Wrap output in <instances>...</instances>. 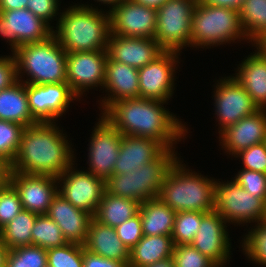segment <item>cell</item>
Segmentation results:
<instances>
[{
	"instance_id": "1",
	"label": "cell",
	"mask_w": 266,
	"mask_h": 267,
	"mask_svg": "<svg viewBox=\"0 0 266 267\" xmlns=\"http://www.w3.org/2000/svg\"><path fill=\"white\" fill-rule=\"evenodd\" d=\"M168 102L145 98H130L111 103L103 116L122 135H131L156 140L165 149L185 139L188 129L163 105Z\"/></svg>"
},
{
	"instance_id": "2",
	"label": "cell",
	"mask_w": 266,
	"mask_h": 267,
	"mask_svg": "<svg viewBox=\"0 0 266 267\" xmlns=\"http://www.w3.org/2000/svg\"><path fill=\"white\" fill-rule=\"evenodd\" d=\"M55 122H39L24 129L11 171L29 175H62L75 161L67 135Z\"/></svg>"
},
{
	"instance_id": "3",
	"label": "cell",
	"mask_w": 266,
	"mask_h": 267,
	"mask_svg": "<svg viewBox=\"0 0 266 267\" xmlns=\"http://www.w3.org/2000/svg\"><path fill=\"white\" fill-rule=\"evenodd\" d=\"M65 10L59 15L52 35L67 53L107 50L108 11L88 4H75Z\"/></svg>"
},
{
	"instance_id": "4",
	"label": "cell",
	"mask_w": 266,
	"mask_h": 267,
	"mask_svg": "<svg viewBox=\"0 0 266 267\" xmlns=\"http://www.w3.org/2000/svg\"><path fill=\"white\" fill-rule=\"evenodd\" d=\"M180 158L170 168L158 198L175 212L199 211L208 213L215 206L216 179L186 169Z\"/></svg>"
},
{
	"instance_id": "5",
	"label": "cell",
	"mask_w": 266,
	"mask_h": 267,
	"mask_svg": "<svg viewBox=\"0 0 266 267\" xmlns=\"http://www.w3.org/2000/svg\"><path fill=\"white\" fill-rule=\"evenodd\" d=\"M13 54L18 80L37 85L67 82V52L53 35L42 42L22 45ZM25 73L27 80L22 79Z\"/></svg>"
},
{
	"instance_id": "6",
	"label": "cell",
	"mask_w": 266,
	"mask_h": 267,
	"mask_svg": "<svg viewBox=\"0 0 266 267\" xmlns=\"http://www.w3.org/2000/svg\"><path fill=\"white\" fill-rule=\"evenodd\" d=\"M178 159L175 149H165L156 159L132 172L110 176L105 181V191L140 204L158 198L167 173Z\"/></svg>"
},
{
	"instance_id": "7",
	"label": "cell",
	"mask_w": 266,
	"mask_h": 267,
	"mask_svg": "<svg viewBox=\"0 0 266 267\" xmlns=\"http://www.w3.org/2000/svg\"><path fill=\"white\" fill-rule=\"evenodd\" d=\"M246 39L239 10L198 0L191 18V47L208 48Z\"/></svg>"
},
{
	"instance_id": "8",
	"label": "cell",
	"mask_w": 266,
	"mask_h": 267,
	"mask_svg": "<svg viewBox=\"0 0 266 267\" xmlns=\"http://www.w3.org/2000/svg\"><path fill=\"white\" fill-rule=\"evenodd\" d=\"M231 181V182H230ZM227 182L216 179L214 210L229 224L255 225L266 221V202L252 197L234 180ZM245 223V224H244Z\"/></svg>"
},
{
	"instance_id": "9",
	"label": "cell",
	"mask_w": 266,
	"mask_h": 267,
	"mask_svg": "<svg viewBox=\"0 0 266 267\" xmlns=\"http://www.w3.org/2000/svg\"><path fill=\"white\" fill-rule=\"evenodd\" d=\"M198 0H167L157 9L154 39L165 51L191 47V18Z\"/></svg>"
},
{
	"instance_id": "10",
	"label": "cell",
	"mask_w": 266,
	"mask_h": 267,
	"mask_svg": "<svg viewBox=\"0 0 266 267\" xmlns=\"http://www.w3.org/2000/svg\"><path fill=\"white\" fill-rule=\"evenodd\" d=\"M76 169L74 162L57 177L58 193L75 208L93 216L105 192V181L89 171Z\"/></svg>"
},
{
	"instance_id": "11",
	"label": "cell",
	"mask_w": 266,
	"mask_h": 267,
	"mask_svg": "<svg viewBox=\"0 0 266 267\" xmlns=\"http://www.w3.org/2000/svg\"><path fill=\"white\" fill-rule=\"evenodd\" d=\"M213 87V106L219 124L218 133L259 110L251 96L233 76L225 75L223 79L221 77Z\"/></svg>"
},
{
	"instance_id": "12",
	"label": "cell",
	"mask_w": 266,
	"mask_h": 267,
	"mask_svg": "<svg viewBox=\"0 0 266 267\" xmlns=\"http://www.w3.org/2000/svg\"><path fill=\"white\" fill-rule=\"evenodd\" d=\"M181 52L164 51L154 61L138 69L139 97L167 102L175 90V69ZM175 80V81H174Z\"/></svg>"
},
{
	"instance_id": "13",
	"label": "cell",
	"mask_w": 266,
	"mask_h": 267,
	"mask_svg": "<svg viewBox=\"0 0 266 267\" xmlns=\"http://www.w3.org/2000/svg\"><path fill=\"white\" fill-rule=\"evenodd\" d=\"M107 59V50L67 53V83L79 100L91 88L103 89Z\"/></svg>"
},
{
	"instance_id": "14",
	"label": "cell",
	"mask_w": 266,
	"mask_h": 267,
	"mask_svg": "<svg viewBox=\"0 0 266 267\" xmlns=\"http://www.w3.org/2000/svg\"><path fill=\"white\" fill-rule=\"evenodd\" d=\"M52 30L27 8L0 10V36L7 39L13 53L22 45L47 40Z\"/></svg>"
},
{
	"instance_id": "15",
	"label": "cell",
	"mask_w": 266,
	"mask_h": 267,
	"mask_svg": "<svg viewBox=\"0 0 266 267\" xmlns=\"http://www.w3.org/2000/svg\"><path fill=\"white\" fill-rule=\"evenodd\" d=\"M110 34L126 37L154 38L157 28V9L123 0L108 10Z\"/></svg>"
},
{
	"instance_id": "16",
	"label": "cell",
	"mask_w": 266,
	"mask_h": 267,
	"mask_svg": "<svg viewBox=\"0 0 266 267\" xmlns=\"http://www.w3.org/2000/svg\"><path fill=\"white\" fill-rule=\"evenodd\" d=\"M101 118V119H100ZM92 131L88 145V171L106 181L113 175L123 136L103 116Z\"/></svg>"
},
{
	"instance_id": "17",
	"label": "cell",
	"mask_w": 266,
	"mask_h": 267,
	"mask_svg": "<svg viewBox=\"0 0 266 267\" xmlns=\"http://www.w3.org/2000/svg\"><path fill=\"white\" fill-rule=\"evenodd\" d=\"M29 109L38 122H57L73 100L78 97L67 82L55 84H27Z\"/></svg>"
},
{
	"instance_id": "18",
	"label": "cell",
	"mask_w": 266,
	"mask_h": 267,
	"mask_svg": "<svg viewBox=\"0 0 266 267\" xmlns=\"http://www.w3.org/2000/svg\"><path fill=\"white\" fill-rule=\"evenodd\" d=\"M199 231L191 244L217 267H225L230 257L231 240L227 222L215 210L205 213L201 218Z\"/></svg>"
},
{
	"instance_id": "19",
	"label": "cell",
	"mask_w": 266,
	"mask_h": 267,
	"mask_svg": "<svg viewBox=\"0 0 266 267\" xmlns=\"http://www.w3.org/2000/svg\"><path fill=\"white\" fill-rule=\"evenodd\" d=\"M9 183L20 196L24 210L37 215H46L52 199L58 193L57 177L50 175H29L10 172Z\"/></svg>"
},
{
	"instance_id": "20",
	"label": "cell",
	"mask_w": 266,
	"mask_h": 267,
	"mask_svg": "<svg viewBox=\"0 0 266 267\" xmlns=\"http://www.w3.org/2000/svg\"><path fill=\"white\" fill-rule=\"evenodd\" d=\"M222 149L235 157L252 145L266 142V110L259 109L219 133Z\"/></svg>"
},
{
	"instance_id": "21",
	"label": "cell",
	"mask_w": 266,
	"mask_h": 267,
	"mask_svg": "<svg viewBox=\"0 0 266 267\" xmlns=\"http://www.w3.org/2000/svg\"><path fill=\"white\" fill-rule=\"evenodd\" d=\"M164 51L154 38L126 37L113 34L108 37V57L137 69L154 61Z\"/></svg>"
},
{
	"instance_id": "22",
	"label": "cell",
	"mask_w": 266,
	"mask_h": 267,
	"mask_svg": "<svg viewBox=\"0 0 266 267\" xmlns=\"http://www.w3.org/2000/svg\"><path fill=\"white\" fill-rule=\"evenodd\" d=\"M56 222L67 243L84 245L93 216L75 208L59 193L52 199L46 214Z\"/></svg>"
},
{
	"instance_id": "23",
	"label": "cell",
	"mask_w": 266,
	"mask_h": 267,
	"mask_svg": "<svg viewBox=\"0 0 266 267\" xmlns=\"http://www.w3.org/2000/svg\"><path fill=\"white\" fill-rule=\"evenodd\" d=\"M108 93L100 99L103 111L111 104L124 99L139 97L138 69L124 63L111 60L106 62L103 90ZM108 95V96H107ZM102 101V102H101Z\"/></svg>"
},
{
	"instance_id": "24",
	"label": "cell",
	"mask_w": 266,
	"mask_h": 267,
	"mask_svg": "<svg viewBox=\"0 0 266 267\" xmlns=\"http://www.w3.org/2000/svg\"><path fill=\"white\" fill-rule=\"evenodd\" d=\"M164 150L156 140L123 135L113 174L132 172L156 159Z\"/></svg>"
},
{
	"instance_id": "25",
	"label": "cell",
	"mask_w": 266,
	"mask_h": 267,
	"mask_svg": "<svg viewBox=\"0 0 266 267\" xmlns=\"http://www.w3.org/2000/svg\"><path fill=\"white\" fill-rule=\"evenodd\" d=\"M236 70L237 73L233 74L236 81L259 109L266 110V58L255 50L254 54L244 58Z\"/></svg>"
},
{
	"instance_id": "26",
	"label": "cell",
	"mask_w": 266,
	"mask_h": 267,
	"mask_svg": "<svg viewBox=\"0 0 266 267\" xmlns=\"http://www.w3.org/2000/svg\"><path fill=\"white\" fill-rule=\"evenodd\" d=\"M84 248L104 258L129 263L130 250L116 233V229L92 218Z\"/></svg>"
},
{
	"instance_id": "27",
	"label": "cell",
	"mask_w": 266,
	"mask_h": 267,
	"mask_svg": "<svg viewBox=\"0 0 266 267\" xmlns=\"http://www.w3.org/2000/svg\"><path fill=\"white\" fill-rule=\"evenodd\" d=\"M0 120L19 123L25 127L39 123L31 114L26 93V83L18 80L0 90Z\"/></svg>"
},
{
	"instance_id": "28",
	"label": "cell",
	"mask_w": 266,
	"mask_h": 267,
	"mask_svg": "<svg viewBox=\"0 0 266 267\" xmlns=\"http://www.w3.org/2000/svg\"><path fill=\"white\" fill-rule=\"evenodd\" d=\"M138 212L143 236L172 235L176 212L159 198L144 201Z\"/></svg>"
},
{
	"instance_id": "29",
	"label": "cell",
	"mask_w": 266,
	"mask_h": 267,
	"mask_svg": "<svg viewBox=\"0 0 266 267\" xmlns=\"http://www.w3.org/2000/svg\"><path fill=\"white\" fill-rule=\"evenodd\" d=\"M174 244L171 235L143 236L129 252V267H145L172 257Z\"/></svg>"
},
{
	"instance_id": "30",
	"label": "cell",
	"mask_w": 266,
	"mask_h": 267,
	"mask_svg": "<svg viewBox=\"0 0 266 267\" xmlns=\"http://www.w3.org/2000/svg\"><path fill=\"white\" fill-rule=\"evenodd\" d=\"M140 203L120 196L104 192L93 218L104 224L116 228L129 220L139 211Z\"/></svg>"
},
{
	"instance_id": "31",
	"label": "cell",
	"mask_w": 266,
	"mask_h": 267,
	"mask_svg": "<svg viewBox=\"0 0 266 267\" xmlns=\"http://www.w3.org/2000/svg\"><path fill=\"white\" fill-rule=\"evenodd\" d=\"M37 216V214L23 209L0 229V239L8 250L32 245L31 230Z\"/></svg>"
},
{
	"instance_id": "32",
	"label": "cell",
	"mask_w": 266,
	"mask_h": 267,
	"mask_svg": "<svg viewBox=\"0 0 266 267\" xmlns=\"http://www.w3.org/2000/svg\"><path fill=\"white\" fill-rule=\"evenodd\" d=\"M239 16L247 43L266 35V0H243Z\"/></svg>"
},
{
	"instance_id": "33",
	"label": "cell",
	"mask_w": 266,
	"mask_h": 267,
	"mask_svg": "<svg viewBox=\"0 0 266 267\" xmlns=\"http://www.w3.org/2000/svg\"><path fill=\"white\" fill-rule=\"evenodd\" d=\"M32 233V245L39 246L45 250L64 246L67 241L61 229L47 215H38L34 222Z\"/></svg>"
},
{
	"instance_id": "34",
	"label": "cell",
	"mask_w": 266,
	"mask_h": 267,
	"mask_svg": "<svg viewBox=\"0 0 266 267\" xmlns=\"http://www.w3.org/2000/svg\"><path fill=\"white\" fill-rule=\"evenodd\" d=\"M205 213L199 211H179L175 214L172 241L174 246L191 244L199 231L201 218Z\"/></svg>"
},
{
	"instance_id": "35",
	"label": "cell",
	"mask_w": 266,
	"mask_h": 267,
	"mask_svg": "<svg viewBox=\"0 0 266 267\" xmlns=\"http://www.w3.org/2000/svg\"><path fill=\"white\" fill-rule=\"evenodd\" d=\"M242 240L244 255L253 263L266 266V221L255 225Z\"/></svg>"
},
{
	"instance_id": "36",
	"label": "cell",
	"mask_w": 266,
	"mask_h": 267,
	"mask_svg": "<svg viewBox=\"0 0 266 267\" xmlns=\"http://www.w3.org/2000/svg\"><path fill=\"white\" fill-rule=\"evenodd\" d=\"M47 265V251L35 245L10 249L5 263V267H46Z\"/></svg>"
},
{
	"instance_id": "37",
	"label": "cell",
	"mask_w": 266,
	"mask_h": 267,
	"mask_svg": "<svg viewBox=\"0 0 266 267\" xmlns=\"http://www.w3.org/2000/svg\"><path fill=\"white\" fill-rule=\"evenodd\" d=\"M25 128L19 123L0 120V157L10 164L18 152Z\"/></svg>"
},
{
	"instance_id": "38",
	"label": "cell",
	"mask_w": 266,
	"mask_h": 267,
	"mask_svg": "<svg viewBox=\"0 0 266 267\" xmlns=\"http://www.w3.org/2000/svg\"><path fill=\"white\" fill-rule=\"evenodd\" d=\"M46 251L49 267H83V245L66 243Z\"/></svg>"
},
{
	"instance_id": "39",
	"label": "cell",
	"mask_w": 266,
	"mask_h": 267,
	"mask_svg": "<svg viewBox=\"0 0 266 267\" xmlns=\"http://www.w3.org/2000/svg\"><path fill=\"white\" fill-rule=\"evenodd\" d=\"M23 210L20 196L8 183L0 190V229Z\"/></svg>"
},
{
	"instance_id": "40",
	"label": "cell",
	"mask_w": 266,
	"mask_h": 267,
	"mask_svg": "<svg viewBox=\"0 0 266 267\" xmlns=\"http://www.w3.org/2000/svg\"><path fill=\"white\" fill-rule=\"evenodd\" d=\"M172 257L175 267H217L190 244L174 246Z\"/></svg>"
},
{
	"instance_id": "41",
	"label": "cell",
	"mask_w": 266,
	"mask_h": 267,
	"mask_svg": "<svg viewBox=\"0 0 266 267\" xmlns=\"http://www.w3.org/2000/svg\"><path fill=\"white\" fill-rule=\"evenodd\" d=\"M233 180L252 197L261 198L266 202V174L248 169H240Z\"/></svg>"
},
{
	"instance_id": "42",
	"label": "cell",
	"mask_w": 266,
	"mask_h": 267,
	"mask_svg": "<svg viewBox=\"0 0 266 267\" xmlns=\"http://www.w3.org/2000/svg\"><path fill=\"white\" fill-rule=\"evenodd\" d=\"M241 158L243 169L266 174V142L252 145L235 156Z\"/></svg>"
},
{
	"instance_id": "43",
	"label": "cell",
	"mask_w": 266,
	"mask_h": 267,
	"mask_svg": "<svg viewBox=\"0 0 266 267\" xmlns=\"http://www.w3.org/2000/svg\"><path fill=\"white\" fill-rule=\"evenodd\" d=\"M115 229L120 240L131 250L143 237L140 213L138 212Z\"/></svg>"
},
{
	"instance_id": "44",
	"label": "cell",
	"mask_w": 266,
	"mask_h": 267,
	"mask_svg": "<svg viewBox=\"0 0 266 267\" xmlns=\"http://www.w3.org/2000/svg\"><path fill=\"white\" fill-rule=\"evenodd\" d=\"M59 0H27V9L35 16L46 22L52 29L50 21L57 17L59 13Z\"/></svg>"
},
{
	"instance_id": "45",
	"label": "cell",
	"mask_w": 266,
	"mask_h": 267,
	"mask_svg": "<svg viewBox=\"0 0 266 267\" xmlns=\"http://www.w3.org/2000/svg\"><path fill=\"white\" fill-rule=\"evenodd\" d=\"M18 81L17 65L14 54L0 57V90L12 86Z\"/></svg>"
},
{
	"instance_id": "46",
	"label": "cell",
	"mask_w": 266,
	"mask_h": 267,
	"mask_svg": "<svg viewBox=\"0 0 266 267\" xmlns=\"http://www.w3.org/2000/svg\"><path fill=\"white\" fill-rule=\"evenodd\" d=\"M83 267H129V265L94 254L86 250L83 245Z\"/></svg>"
},
{
	"instance_id": "47",
	"label": "cell",
	"mask_w": 266,
	"mask_h": 267,
	"mask_svg": "<svg viewBox=\"0 0 266 267\" xmlns=\"http://www.w3.org/2000/svg\"><path fill=\"white\" fill-rule=\"evenodd\" d=\"M202 3L239 10L243 0H199Z\"/></svg>"
},
{
	"instance_id": "48",
	"label": "cell",
	"mask_w": 266,
	"mask_h": 267,
	"mask_svg": "<svg viewBox=\"0 0 266 267\" xmlns=\"http://www.w3.org/2000/svg\"><path fill=\"white\" fill-rule=\"evenodd\" d=\"M10 163L0 157V190L9 183Z\"/></svg>"
},
{
	"instance_id": "49",
	"label": "cell",
	"mask_w": 266,
	"mask_h": 267,
	"mask_svg": "<svg viewBox=\"0 0 266 267\" xmlns=\"http://www.w3.org/2000/svg\"><path fill=\"white\" fill-rule=\"evenodd\" d=\"M27 8V0H0V10H17Z\"/></svg>"
},
{
	"instance_id": "50",
	"label": "cell",
	"mask_w": 266,
	"mask_h": 267,
	"mask_svg": "<svg viewBox=\"0 0 266 267\" xmlns=\"http://www.w3.org/2000/svg\"><path fill=\"white\" fill-rule=\"evenodd\" d=\"M252 45L266 58V35L259 37Z\"/></svg>"
},
{
	"instance_id": "51",
	"label": "cell",
	"mask_w": 266,
	"mask_h": 267,
	"mask_svg": "<svg viewBox=\"0 0 266 267\" xmlns=\"http://www.w3.org/2000/svg\"><path fill=\"white\" fill-rule=\"evenodd\" d=\"M145 267H175V262L173 257H168Z\"/></svg>"
},
{
	"instance_id": "52",
	"label": "cell",
	"mask_w": 266,
	"mask_h": 267,
	"mask_svg": "<svg viewBox=\"0 0 266 267\" xmlns=\"http://www.w3.org/2000/svg\"><path fill=\"white\" fill-rule=\"evenodd\" d=\"M136 3L158 9L167 0H133Z\"/></svg>"
},
{
	"instance_id": "53",
	"label": "cell",
	"mask_w": 266,
	"mask_h": 267,
	"mask_svg": "<svg viewBox=\"0 0 266 267\" xmlns=\"http://www.w3.org/2000/svg\"><path fill=\"white\" fill-rule=\"evenodd\" d=\"M8 249L7 247L2 243L0 239V267H5L6 263V257L8 254Z\"/></svg>"
},
{
	"instance_id": "54",
	"label": "cell",
	"mask_w": 266,
	"mask_h": 267,
	"mask_svg": "<svg viewBox=\"0 0 266 267\" xmlns=\"http://www.w3.org/2000/svg\"><path fill=\"white\" fill-rule=\"evenodd\" d=\"M96 1L99 2V5H100V3L107 4L108 6L110 5L109 10H111L112 8L117 6L123 0H96Z\"/></svg>"
}]
</instances>
